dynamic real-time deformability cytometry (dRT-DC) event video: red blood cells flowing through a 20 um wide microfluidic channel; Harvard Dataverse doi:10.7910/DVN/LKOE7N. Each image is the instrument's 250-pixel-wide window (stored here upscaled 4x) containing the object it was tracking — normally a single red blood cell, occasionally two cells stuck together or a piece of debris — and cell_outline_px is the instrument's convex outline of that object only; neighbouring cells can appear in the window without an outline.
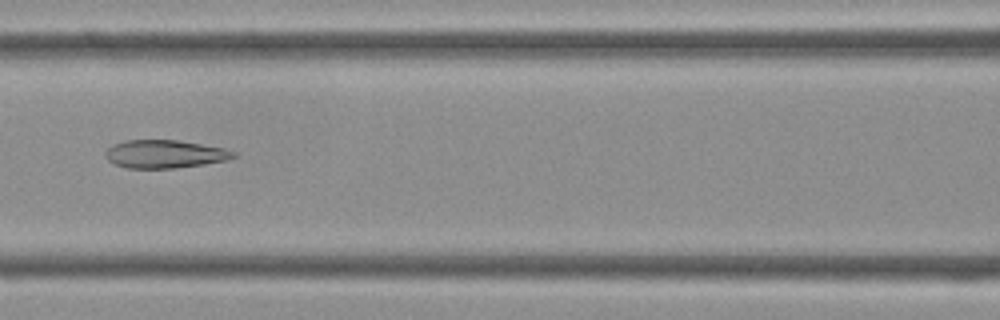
{"species": "Egyptian fruit bat (a non-hibernating species)", "species_latin": "Rousettus aegyptiacus", "temperature_condition": "cold", "stored_images_in_passage": 42, "camera_frame_rate_fps": 3000, "um_per_image_px": 0.085, "frame": {"image": 1, "passage_image": 18, "time_ms": 5.667, "image_size_px": [1000, 320], "cell_outline_px": [[236, 156], [224, 160], [204, 164], [176, 168], [128, 168], [116, 164], [108, 160], [104, 152], [112, 144], [124, 140], [176, 140], [224, 148], [236, 152]], "centroid_in_image_um": [13.97, 13.09], "position_along_channel_um": 152.6, "area_um2": 20.81}}
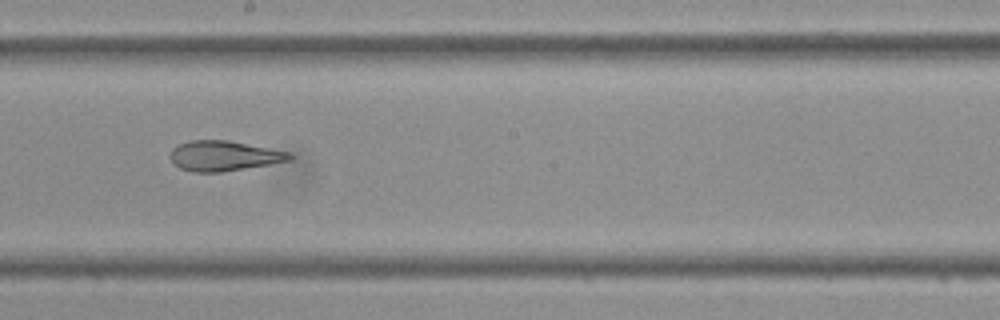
{"frame": {"image": 2, "passage_image": 23, "time_ms": 7.333, "image_size_px": [1000, 320], "cell_outline_px": [[292, 160], [220, 172], [192, 172], [180, 168], [168, 156], [172, 148], [180, 144], [192, 140], [228, 140], [288, 152], [292, 156]], "centroid_in_image_um": [18.99, 13.24], "position_along_channel_um": 229.2, "area_um2": 20.63}}
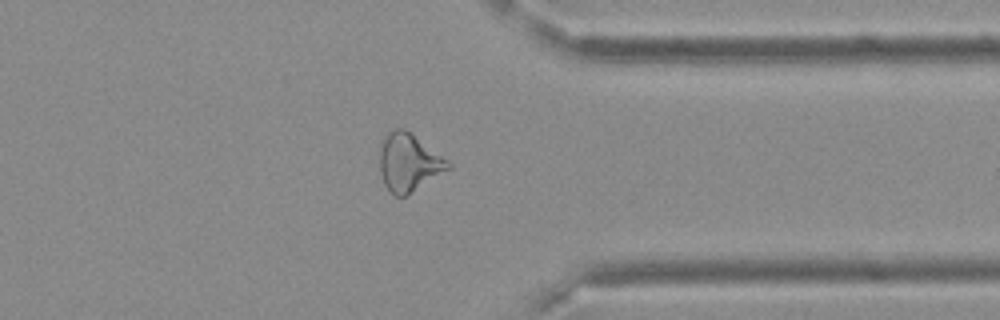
{"frame": {"image": 3, "passage_image": 33, "time_ms": 10.667, "image_size_px": [1000, 320], "cell_outline_px": [[452, 168], [404, 196], [396, 196], [388, 192], [384, 184], [380, 172], [380, 140], [388, 132], [396, 128], [404, 128], [448, 160], [452, 164]], "centroid_in_image_um": [34.72, 13.81], "position_along_channel_um": 376.7, "area_um2": 23.0}}